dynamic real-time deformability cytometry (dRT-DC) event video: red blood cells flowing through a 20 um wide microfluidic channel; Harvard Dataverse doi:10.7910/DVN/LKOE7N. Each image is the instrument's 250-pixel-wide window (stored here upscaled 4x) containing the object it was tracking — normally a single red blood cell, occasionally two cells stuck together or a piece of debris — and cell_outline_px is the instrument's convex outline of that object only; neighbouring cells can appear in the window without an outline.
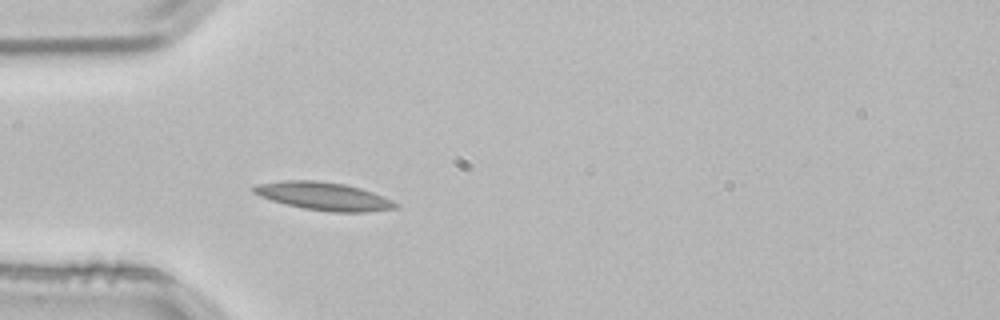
{"species": "common noctule bat (a hibernating species)", "species_latin": "Nyctalus noctula", "temperature_condition": "room temperature", "stored_images_in_passage": 2, "camera_frame_rate_fps": 3000, "um_per_image_px": 0.085, "animal": {"sex": "male", "body_mass_g": 21.5, "forearm_length_mm": 52.0}, "frame": {"image": 1, "passage_image": 2, "time_ms": 0.333, "image_size_px": [1000, 320], "cell_outline_px": [[400, 204], [396, 208], [368, 212], [332, 212], [304, 208], [272, 200], [260, 196], [252, 192], [252, 188], [260, 184], [284, 180], [316, 180], [344, 184], [360, 188], [372, 192], [392, 200]], "centroid_in_image_um": [27.55, 16.68], "position_along_channel_um": 57.5, "area_um2": 22.89}}